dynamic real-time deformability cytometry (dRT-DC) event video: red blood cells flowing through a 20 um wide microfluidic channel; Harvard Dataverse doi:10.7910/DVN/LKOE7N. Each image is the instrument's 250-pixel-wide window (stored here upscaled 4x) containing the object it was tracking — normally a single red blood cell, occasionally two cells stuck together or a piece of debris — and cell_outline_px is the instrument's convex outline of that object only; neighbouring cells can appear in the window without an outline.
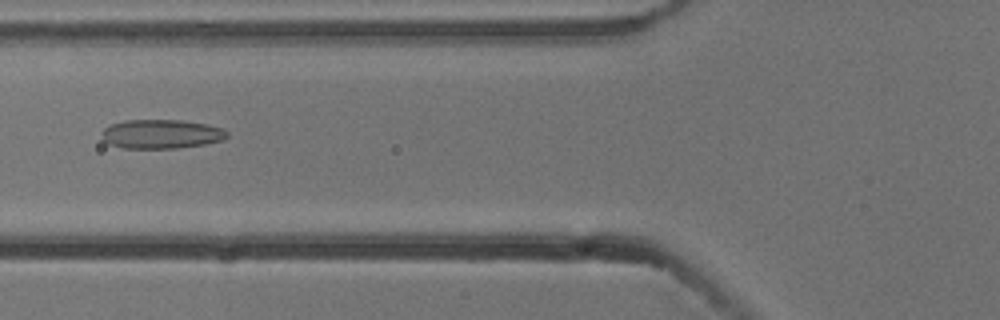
{"species": "common noctule bat (a hibernating species)", "species_latin": "Nyctalus noctula", "temperature_condition": "cold", "stored_images_in_passage": 8, "camera_frame_rate_fps": 3000, "um_per_image_px": 0.085, "animal": {"sex": "male", "body_mass_g": 13.3}, "frame": {"image": 1, "passage_image": 5, "time_ms": 1.333, "image_size_px": [1000, 320], "cell_outline_px": [[228, 136], [224, 140], [204, 144], [176, 148], [124, 148], [108, 144], [104, 140], [100, 132], [108, 124], [124, 120], [184, 120], [208, 124], [224, 128], [228, 132]], "centroid_in_image_um": [13.71, 11.38], "position_along_channel_um": 112.1, "area_um2": 21.56}}
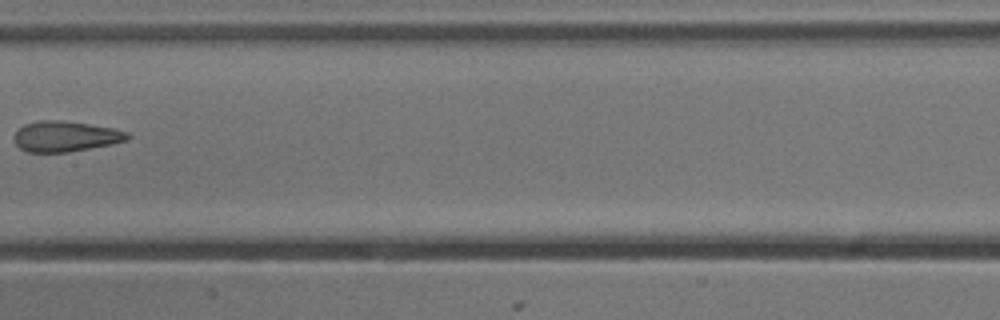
{"frame": {"image": 2, "passage_image": 7, "time_ms": 2.0, "image_size_px": [1000, 320], "cell_outline_px": [[132, 136], [128, 140], [112, 144], [68, 152], [28, 152], [20, 148], [16, 144], [12, 136], [24, 124], [40, 120], [60, 120], [88, 124], [112, 128], [128, 132]], "centroid_in_image_um": [5.57, 11.59], "position_along_channel_um": 201.8, "area_um2": 20.17}}
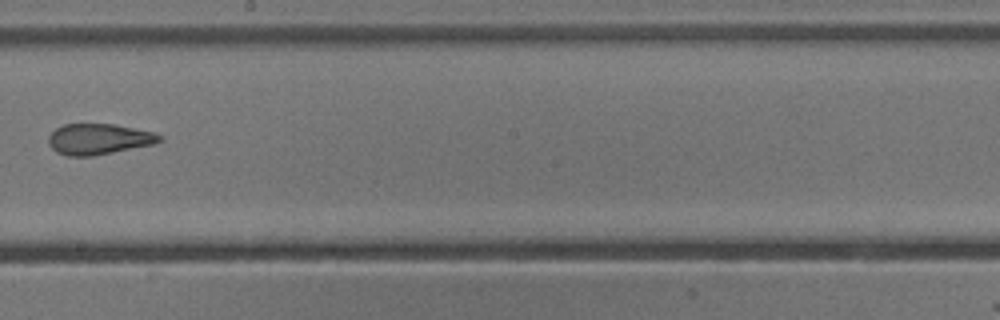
{"frame": {"image": 3, "passage_image": 8, "time_ms": 2.333, "image_size_px": [1000, 320], "cell_outline_px": [[164, 140], [152, 144], [92, 156], [68, 156], [56, 152], [48, 144], [48, 136], [56, 128], [64, 124], [116, 124], [156, 132], [164, 136]], "centroid_in_image_um": [8.41, 11.81], "position_along_channel_um": 239.8, "area_um2": 20.06}}